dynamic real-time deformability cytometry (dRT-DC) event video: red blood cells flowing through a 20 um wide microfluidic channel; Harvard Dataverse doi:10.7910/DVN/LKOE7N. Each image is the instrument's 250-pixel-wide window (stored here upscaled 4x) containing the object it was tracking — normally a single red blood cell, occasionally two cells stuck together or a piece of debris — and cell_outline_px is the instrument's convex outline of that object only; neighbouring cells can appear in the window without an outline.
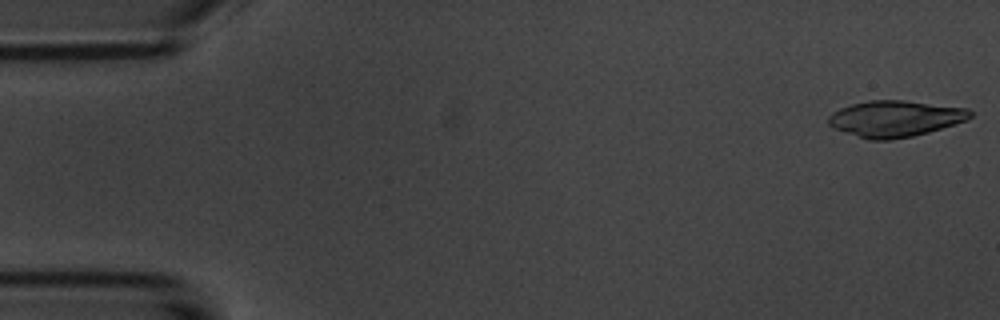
{"species": "common noctule bat (a hibernating species)", "species_latin": "Nyctalus noctula", "temperature_condition": "room temperature", "stored_images_in_passage": 53, "camera_frame_rate_fps": 3000, "um_per_image_px": 0.085, "animal": {"sex": "male", "body_mass_g": 20.1, "forearm_length_mm": 53.5}, "frame": {"image": 1, "passage_image": 1, "time_ms": 0.0, "image_size_px": [1000, 320], "cell_outline_px": [[972, 116], [968, 120], [928, 132], [912, 136], [892, 140], [868, 140], [832, 128], [828, 124], [828, 116], [832, 112], [840, 108], [852, 104], [872, 100], [900, 100], [968, 108], [972, 112]], "centroid_in_image_um": [76.06, 10.09], "position_along_channel_um": 8.9, "area_um2": 29.94}}